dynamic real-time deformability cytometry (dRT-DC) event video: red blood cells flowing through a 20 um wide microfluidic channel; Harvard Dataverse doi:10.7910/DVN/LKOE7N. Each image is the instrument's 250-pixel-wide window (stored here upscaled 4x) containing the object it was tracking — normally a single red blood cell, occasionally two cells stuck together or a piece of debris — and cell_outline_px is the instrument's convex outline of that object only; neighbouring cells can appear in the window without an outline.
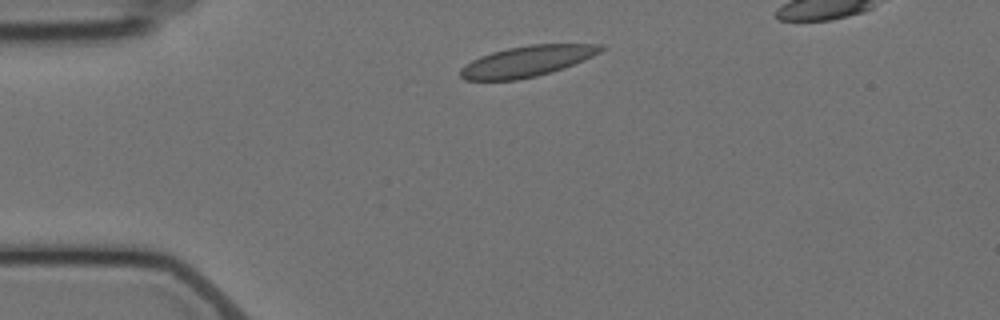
{"species": "Egyptian fruit bat (a non-hibernating species)", "species_latin": "Rousettus aegyptiacus", "temperature_condition": "cold", "stored_images_in_passage": 4, "camera_frame_rate_fps": 3000, "um_per_image_px": 0.085, "animal": {"sex": "female"}, "frame": {"image": 1, "passage_image": 2, "time_ms": 1.0, "image_size_px": [1000, 320], "cell_outline_px": [[604, 48], [600, 52], [584, 60], [564, 68], [552, 72], [536, 76], [516, 80], [464, 80], [460, 76], [460, 68], [472, 60], [480, 56], [492, 52], [508, 48], [528, 44], [600, 44]], "centroid_in_image_um": [44.78, 5.21], "position_along_channel_um": 40.2, "area_um2": 25.14}}
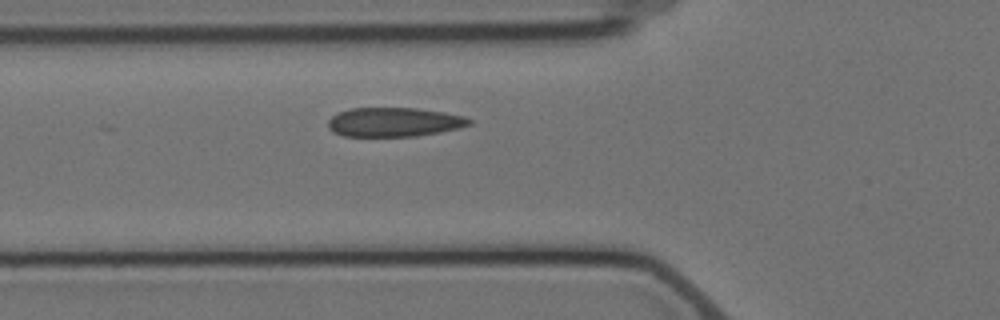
{"frame": {"image": 2, "passage_image": 4, "time_ms": 3.333, "image_size_px": [1000, 320], "cell_outline_px": [[472, 124], [460, 128], [440, 132], [416, 136], [344, 136], [332, 132], [328, 128], [328, 120], [332, 116], [348, 108], [416, 108], [444, 112], [464, 116], [472, 120]], "centroid_in_image_um": [33.5, 10.38], "position_along_channel_um": 92.3, "area_um2": 24.1}}